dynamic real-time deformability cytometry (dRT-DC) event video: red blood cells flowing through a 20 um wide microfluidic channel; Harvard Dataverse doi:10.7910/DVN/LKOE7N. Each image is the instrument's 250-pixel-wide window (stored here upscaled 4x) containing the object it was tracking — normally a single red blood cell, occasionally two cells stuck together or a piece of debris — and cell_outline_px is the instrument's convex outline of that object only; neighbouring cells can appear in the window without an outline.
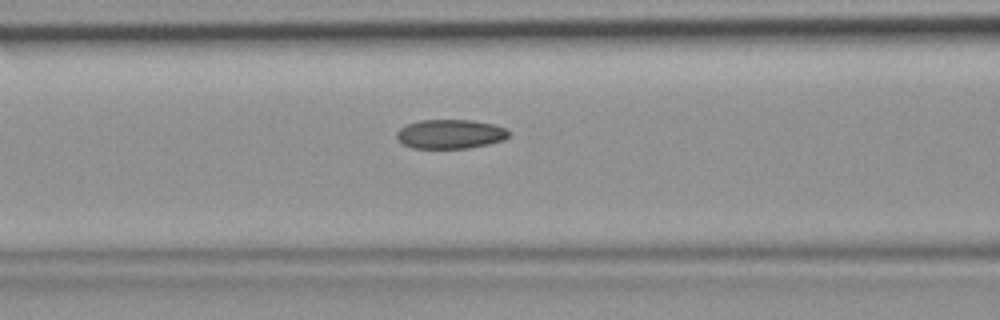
{"species": "common noctule bat (a hibernating species)", "species_latin": "Nyctalus noctula", "temperature_condition": "room temperature", "stored_images_in_passage": 40, "camera_frame_rate_fps": 3000, "um_per_image_px": 0.085, "animal": {"sex": "female", "body_mass_g": 19.9}, "frame": {"image": 1, "passage_image": 12, "time_ms": 3.667, "image_size_px": [1000, 320], "cell_outline_px": [[512, 132], [504, 140], [488, 144], [468, 148], [412, 148], [404, 144], [396, 136], [396, 132], [400, 128], [408, 124], [420, 120], [472, 120], [492, 124], [508, 128]], "centroid_in_image_um": [38.32, 11.39], "position_along_channel_um": 128.3, "area_um2": 19.13}}
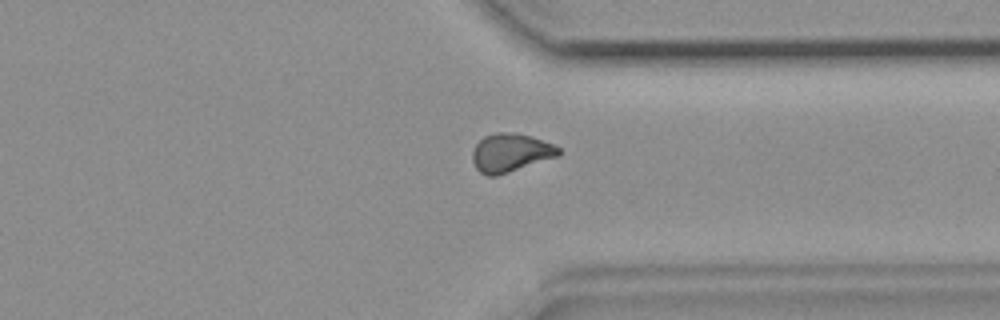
{"frame": {"image": 2, "passage_image": 29, "time_ms": 9.333, "image_size_px": [1000, 320], "cell_outline_px": [[560, 156], [496, 176], [488, 176], [480, 172], [476, 168], [472, 160], [472, 152], [476, 144], [484, 136], [496, 132], [504, 132], [532, 136], [552, 144], [560, 148]], "centroid_in_image_um": [43.39, 12.99], "position_along_channel_um": 368.0, "area_um2": 19.25}}
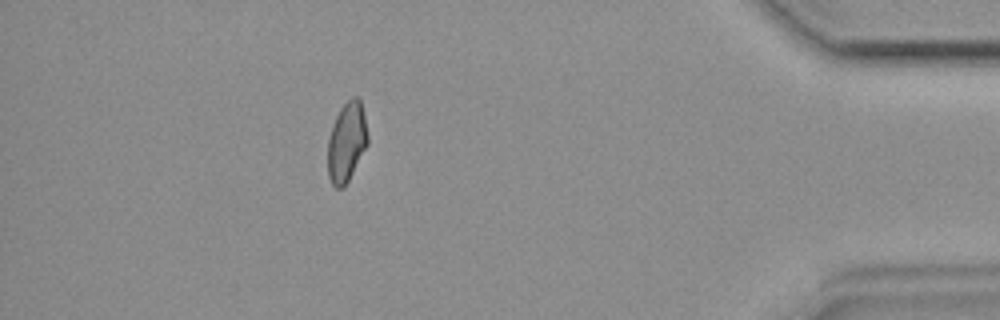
{"frame": {"image": 3, "passage_image": 35, "time_ms": 11.333, "image_size_px": [1000, 320], "cell_outline_px": [[368, 144], [344, 188], [336, 188], [332, 184], [328, 176], [328, 136], [332, 124], [340, 108], [352, 96], [356, 96], [360, 100], [364, 116], [368, 136]], "centroid_in_image_um": [29.45, 12.08], "position_along_channel_um": 405.7, "area_um2": 18.55}}